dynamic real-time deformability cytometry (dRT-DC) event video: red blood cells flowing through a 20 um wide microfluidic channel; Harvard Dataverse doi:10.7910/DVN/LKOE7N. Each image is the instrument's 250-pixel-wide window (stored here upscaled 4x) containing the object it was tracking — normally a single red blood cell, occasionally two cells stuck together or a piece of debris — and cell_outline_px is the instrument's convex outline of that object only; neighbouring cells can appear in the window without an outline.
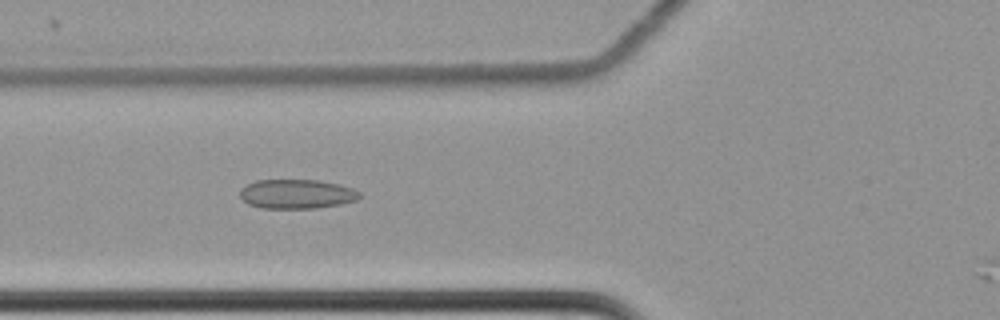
{"species": "common noctule bat (a hibernating species)", "species_latin": "Nyctalus noctula", "temperature_condition": "cold", "stored_images_in_passage": 57, "camera_frame_rate_fps": 3000, "um_per_image_px": 0.085, "animal": {"sex": "female", "body_mass_g": 22.7, "forearm_length_mm": 54.2}, "frame": {"image": 1, "passage_image": 26, "time_ms": 8.333, "image_size_px": [1000, 320], "cell_outline_px": [[360, 196], [356, 200], [340, 204], [316, 208], [264, 208], [248, 204], [240, 196], [240, 188], [256, 180], [320, 180], [340, 184], [352, 188], [360, 192]], "centroid_in_image_um": [25.23, 16.48], "position_along_channel_um": 100.6, "area_um2": 20.4}}
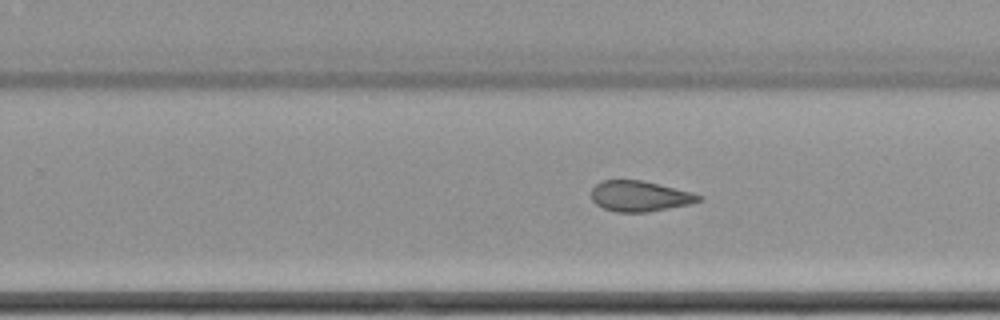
{"frame": {"image": 2, "passage_image": 41, "time_ms": 13.333, "image_size_px": [1000, 320], "cell_outline_px": [[704, 200], [692, 204], [648, 212], [616, 212], [604, 208], [596, 204], [592, 200], [592, 188], [600, 180], [640, 180], [692, 192], [704, 196]], "centroid_in_image_um": [54.42, 16.68], "position_along_channel_um": 275.4, "area_um2": 19.25}}
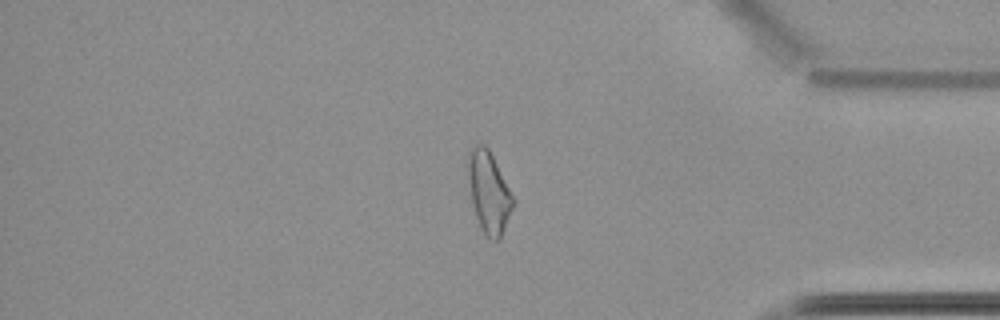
{"frame": {"image": 3, "passage_image": 53, "time_ms": 17.333, "image_size_px": [1000, 320], "cell_outline_px": [[516, 200], [500, 240], [492, 240], [480, 228], [472, 204], [468, 176], [468, 152], [476, 144], [484, 144], [488, 148]], "centroid_in_image_um": [41.56, 16.35], "position_along_channel_um": 393.6, "area_um2": 21.27}}